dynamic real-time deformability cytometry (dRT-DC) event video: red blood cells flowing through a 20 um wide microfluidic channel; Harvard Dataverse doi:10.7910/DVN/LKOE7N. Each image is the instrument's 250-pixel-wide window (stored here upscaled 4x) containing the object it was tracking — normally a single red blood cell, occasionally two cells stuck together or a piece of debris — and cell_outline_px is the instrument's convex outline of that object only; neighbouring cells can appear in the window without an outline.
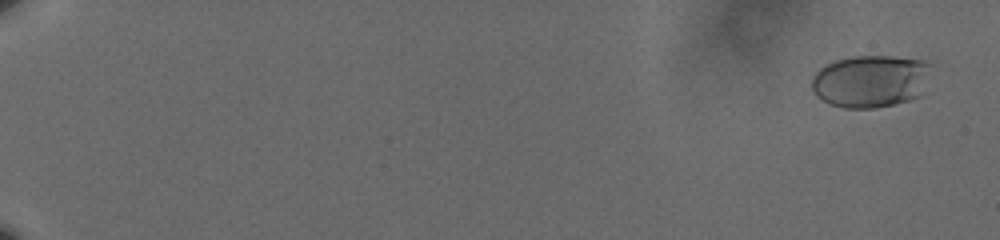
{"species": "human", "species_latin": "Homo sapiens", "temperature_condition": "cold", "stored_images_in_passage": 61, "camera_frame_rate_fps": 3000, "um_per_image_px": 0.085, "donor": {"sex": "male"}, "frame": {"image": 1, "passage_image": 2, "time_ms": 0.333, "image_size_px": [1000, 240], "cell_outline_px": [[928, 64], [920, 96], [908, 100], [876, 108], [844, 108], [828, 104], [816, 96], [812, 88], [812, 76], [820, 68], [836, 60], [852, 56], [892, 56], [924, 60]], "centroid_in_image_um": [73.91, 6.9], "position_along_channel_um": 11.1, "area_um2": 36.07}}
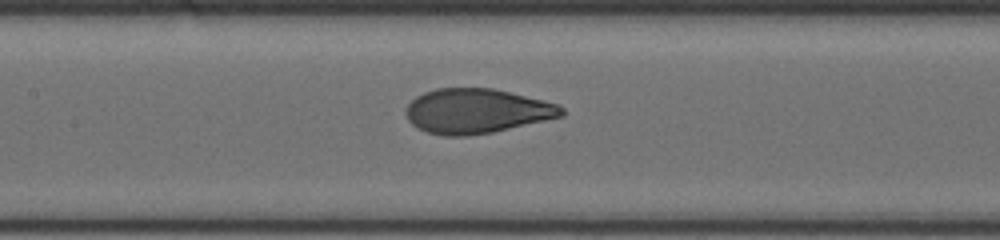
{"frame": {"image": 2, "passage_image": 33, "time_ms": 10.667, "image_size_px": [1000, 240], "cell_outline_px": [[564, 116], [492, 132], [468, 136], [444, 136], [428, 132], [416, 128], [408, 120], [408, 104], [416, 96], [424, 92], [436, 88], [492, 88], [544, 100], [560, 104], [564, 108]], "centroid_in_image_um": [40.54, 9.44], "position_along_channel_um": 166.9, "area_um2": 40.46}}
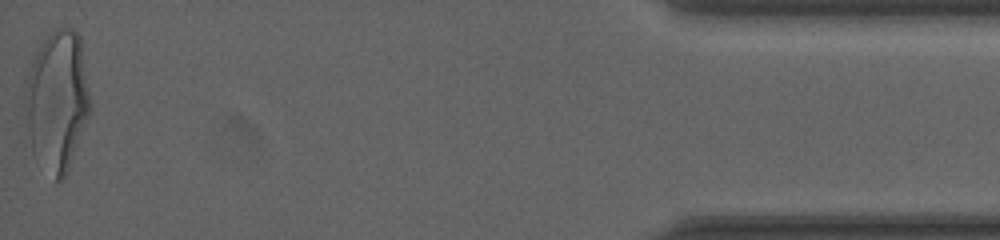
{"frame": {"image": 3, "passage_image": 61, "time_ms": 20.0, "image_size_px": [1000, 240], "cell_outline_px": [[92, 112], [68, 172], [60, 180], [56, 180], [32, 152], [24, 96], [24, 88], [28, 72], [36, 52], [44, 40], [56, 28], [72, 28], [80, 36], [92, 104]], "centroid_in_image_um": [4.91, 8.55], "position_along_channel_um": 430.3, "area_um2": 53.29}, "authors_computed_cell_mechanics": {"area_um2": 40.5178, "velocity_mm_per_s": 3.6023, "shape_relaxation_time_tau1_ms": 4.3181, "shape_relaxation_time_tau2_ms": null, "deformation_change_tau1": 0.177, "deformation_change_tau2": null}}